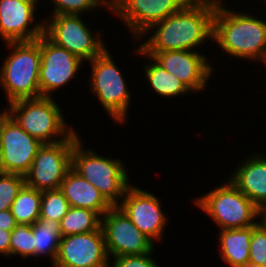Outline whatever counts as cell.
Instances as JSON below:
<instances>
[{"mask_svg": "<svg viewBox=\"0 0 266 267\" xmlns=\"http://www.w3.org/2000/svg\"><path fill=\"white\" fill-rule=\"evenodd\" d=\"M215 10L216 0H191L178 12L153 24L137 40L142 42L147 33L150 35L139 47L144 52L198 51L196 48L207 44L208 40L213 42Z\"/></svg>", "mask_w": 266, "mask_h": 267, "instance_id": "cell-1", "label": "cell"}, {"mask_svg": "<svg viewBox=\"0 0 266 267\" xmlns=\"http://www.w3.org/2000/svg\"><path fill=\"white\" fill-rule=\"evenodd\" d=\"M222 2L216 0L213 42L235 59L262 61L266 53V20L249 12L230 10Z\"/></svg>", "mask_w": 266, "mask_h": 267, "instance_id": "cell-2", "label": "cell"}, {"mask_svg": "<svg viewBox=\"0 0 266 267\" xmlns=\"http://www.w3.org/2000/svg\"><path fill=\"white\" fill-rule=\"evenodd\" d=\"M9 55L0 68V86L7 103L40 97V37L31 41L7 42Z\"/></svg>", "mask_w": 266, "mask_h": 267, "instance_id": "cell-3", "label": "cell"}, {"mask_svg": "<svg viewBox=\"0 0 266 267\" xmlns=\"http://www.w3.org/2000/svg\"><path fill=\"white\" fill-rule=\"evenodd\" d=\"M9 115L43 144L68 139L76 130L67 124L61 107L52 97L20 99L7 104ZM56 137V138H55Z\"/></svg>", "mask_w": 266, "mask_h": 267, "instance_id": "cell-4", "label": "cell"}, {"mask_svg": "<svg viewBox=\"0 0 266 267\" xmlns=\"http://www.w3.org/2000/svg\"><path fill=\"white\" fill-rule=\"evenodd\" d=\"M82 144L79 138L73 146L72 169L94 185L112 207L118 206L131 185L125 164L120 158L86 150Z\"/></svg>", "mask_w": 266, "mask_h": 267, "instance_id": "cell-5", "label": "cell"}, {"mask_svg": "<svg viewBox=\"0 0 266 267\" xmlns=\"http://www.w3.org/2000/svg\"><path fill=\"white\" fill-rule=\"evenodd\" d=\"M90 63V79L87 81L91 93L100 101L104 111L109 114L116 124L126 123L128 119L131 92L127 88L123 72L117 67L110 49L106 48Z\"/></svg>", "mask_w": 266, "mask_h": 267, "instance_id": "cell-6", "label": "cell"}, {"mask_svg": "<svg viewBox=\"0 0 266 267\" xmlns=\"http://www.w3.org/2000/svg\"><path fill=\"white\" fill-rule=\"evenodd\" d=\"M226 181L193 199L195 205L218 225L219 230L256 225L258 207L229 179Z\"/></svg>", "mask_w": 266, "mask_h": 267, "instance_id": "cell-7", "label": "cell"}, {"mask_svg": "<svg viewBox=\"0 0 266 267\" xmlns=\"http://www.w3.org/2000/svg\"><path fill=\"white\" fill-rule=\"evenodd\" d=\"M81 15L61 14L44 20V35L55 45L65 48L83 62L91 61L107 47L97 31L93 33Z\"/></svg>", "mask_w": 266, "mask_h": 267, "instance_id": "cell-8", "label": "cell"}, {"mask_svg": "<svg viewBox=\"0 0 266 267\" xmlns=\"http://www.w3.org/2000/svg\"><path fill=\"white\" fill-rule=\"evenodd\" d=\"M79 137L76 130L66 140L43 144L25 175L26 185L41 192L59 189L72 168V150Z\"/></svg>", "mask_w": 266, "mask_h": 267, "instance_id": "cell-9", "label": "cell"}, {"mask_svg": "<svg viewBox=\"0 0 266 267\" xmlns=\"http://www.w3.org/2000/svg\"><path fill=\"white\" fill-rule=\"evenodd\" d=\"M101 228L109 258L143 255L155 250V243L118 206L111 207L101 217Z\"/></svg>", "mask_w": 266, "mask_h": 267, "instance_id": "cell-10", "label": "cell"}, {"mask_svg": "<svg viewBox=\"0 0 266 267\" xmlns=\"http://www.w3.org/2000/svg\"><path fill=\"white\" fill-rule=\"evenodd\" d=\"M191 0H110V13L120 18L134 43L153 24L181 10Z\"/></svg>", "mask_w": 266, "mask_h": 267, "instance_id": "cell-11", "label": "cell"}, {"mask_svg": "<svg viewBox=\"0 0 266 267\" xmlns=\"http://www.w3.org/2000/svg\"><path fill=\"white\" fill-rule=\"evenodd\" d=\"M42 145L8 115L0 127V171L25 176Z\"/></svg>", "mask_w": 266, "mask_h": 267, "instance_id": "cell-12", "label": "cell"}, {"mask_svg": "<svg viewBox=\"0 0 266 267\" xmlns=\"http://www.w3.org/2000/svg\"><path fill=\"white\" fill-rule=\"evenodd\" d=\"M41 63L39 71L40 97H53L52 93L64 87L77 76L83 61L65 48L40 36Z\"/></svg>", "mask_w": 266, "mask_h": 267, "instance_id": "cell-13", "label": "cell"}, {"mask_svg": "<svg viewBox=\"0 0 266 267\" xmlns=\"http://www.w3.org/2000/svg\"><path fill=\"white\" fill-rule=\"evenodd\" d=\"M160 201L154 193L130 185L118 207L143 234L159 243L169 222Z\"/></svg>", "mask_w": 266, "mask_h": 267, "instance_id": "cell-14", "label": "cell"}, {"mask_svg": "<svg viewBox=\"0 0 266 267\" xmlns=\"http://www.w3.org/2000/svg\"><path fill=\"white\" fill-rule=\"evenodd\" d=\"M105 237L97 231L61 237L54 267H108Z\"/></svg>", "mask_w": 266, "mask_h": 267, "instance_id": "cell-15", "label": "cell"}, {"mask_svg": "<svg viewBox=\"0 0 266 267\" xmlns=\"http://www.w3.org/2000/svg\"><path fill=\"white\" fill-rule=\"evenodd\" d=\"M151 55L169 73L176 76L193 93H202L208 87L214 69L207 55L190 50L145 52ZM213 72V73H212Z\"/></svg>", "mask_w": 266, "mask_h": 267, "instance_id": "cell-16", "label": "cell"}, {"mask_svg": "<svg viewBox=\"0 0 266 267\" xmlns=\"http://www.w3.org/2000/svg\"><path fill=\"white\" fill-rule=\"evenodd\" d=\"M39 1L0 0V39L3 42L31 41L44 34V21H35Z\"/></svg>", "mask_w": 266, "mask_h": 267, "instance_id": "cell-17", "label": "cell"}, {"mask_svg": "<svg viewBox=\"0 0 266 267\" xmlns=\"http://www.w3.org/2000/svg\"><path fill=\"white\" fill-rule=\"evenodd\" d=\"M228 179L258 208L266 203V155L252 153Z\"/></svg>", "mask_w": 266, "mask_h": 267, "instance_id": "cell-18", "label": "cell"}, {"mask_svg": "<svg viewBox=\"0 0 266 267\" xmlns=\"http://www.w3.org/2000/svg\"><path fill=\"white\" fill-rule=\"evenodd\" d=\"M59 189L71 207L91 209L101 217L112 207L94 185L72 168L61 182Z\"/></svg>", "mask_w": 266, "mask_h": 267, "instance_id": "cell-19", "label": "cell"}, {"mask_svg": "<svg viewBox=\"0 0 266 267\" xmlns=\"http://www.w3.org/2000/svg\"><path fill=\"white\" fill-rule=\"evenodd\" d=\"M253 225L246 228L220 230L219 252L221 261L230 267H238L249 262V246Z\"/></svg>", "mask_w": 266, "mask_h": 267, "instance_id": "cell-20", "label": "cell"}, {"mask_svg": "<svg viewBox=\"0 0 266 267\" xmlns=\"http://www.w3.org/2000/svg\"><path fill=\"white\" fill-rule=\"evenodd\" d=\"M134 51L137 55L145 56L150 61L143 65L145 67L144 76L154 93L163 98H173L180 95H187L191 92L183 82L165 70L159 62L151 55L145 53L140 47H135Z\"/></svg>", "mask_w": 266, "mask_h": 267, "instance_id": "cell-21", "label": "cell"}, {"mask_svg": "<svg viewBox=\"0 0 266 267\" xmlns=\"http://www.w3.org/2000/svg\"><path fill=\"white\" fill-rule=\"evenodd\" d=\"M35 258L43 255L49 256L53 265L57 258L61 240L60 222L52 221L46 217H39L33 224Z\"/></svg>", "mask_w": 266, "mask_h": 267, "instance_id": "cell-22", "label": "cell"}, {"mask_svg": "<svg viewBox=\"0 0 266 267\" xmlns=\"http://www.w3.org/2000/svg\"><path fill=\"white\" fill-rule=\"evenodd\" d=\"M101 227V216L87 208L69 207L60 221L61 237L97 231Z\"/></svg>", "mask_w": 266, "mask_h": 267, "instance_id": "cell-23", "label": "cell"}, {"mask_svg": "<svg viewBox=\"0 0 266 267\" xmlns=\"http://www.w3.org/2000/svg\"><path fill=\"white\" fill-rule=\"evenodd\" d=\"M10 210L18 224L33 225L40 217L41 191L25 184L13 201Z\"/></svg>", "mask_w": 266, "mask_h": 267, "instance_id": "cell-24", "label": "cell"}, {"mask_svg": "<svg viewBox=\"0 0 266 267\" xmlns=\"http://www.w3.org/2000/svg\"><path fill=\"white\" fill-rule=\"evenodd\" d=\"M19 255L22 259L35 258L33 225L17 224L11 231L9 257Z\"/></svg>", "mask_w": 266, "mask_h": 267, "instance_id": "cell-25", "label": "cell"}, {"mask_svg": "<svg viewBox=\"0 0 266 267\" xmlns=\"http://www.w3.org/2000/svg\"><path fill=\"white\" fill-rule=\"evenodd\" d=\"M69 203L60 189L41 192L40 217L60 222L69 209Z\"/></svg>", "mask_w": 266, "mask_h": 267, "instance_id": "cell-26", "label": "cell"}, {"mask_svg": "<svg viewBox=\"0 0 266 267\" xmlns=\"http://www.w3.org/2000/svg\"><path fill=\"white\" fill-rule=\"evenodd\" d=\"M53 4L50 16L61 14L85 15V12H94L100 6L110 11V0H49ZM83 13V14H82Z\"/></svg>", "mask_w": 266, "mask_h": 267, "instance_id": "cell-27", "label": "cell"}, {"mask_svg": "<svg viewBox=\"0 0 266 267\" xmlns=\"http://www.w3.org/2000/svg\"><path fill=\"white\" fill-rule=\"evenodd\" d=\"M25 184V176L0 171V211L11 209L13 201Z\"/></svg>", "mask_w": 266, "mask_h": 267, "instance_id": "cell-28", "label": "cell"}, {"mask_svg": "<svg viewBox=\"0 0 266 267\" xmlns=\"http://www.w3.org/2000/svg\"><path fill=\"white\" fill-rule=\"evenodd\" d=\"M249 252L250 263L266 266V228L259 223L253 225Z\"/></svg>", "mask_w": 266, "mask_h": 267, "instance_id": "cell-29", "label": "cell"}, {"mask_svg": "<svg viewBox=\"0 0 266 267\" xmlns=\"http://www.w3.org/2000/svg\"><path fill=\"white\" fill-rule=\"evenodd\" d=\"M153 252L154 250L143 255L114 257L113 264L109 263L108 267H160L152 257Z\"/></svg>", "mask_w": 266, "mask_h": 267, "instance_id": "cell-30", "label": "cell"}, {"mask_svg": "<svg viewBox=\"0 0 266 267\" xmlns=\"http://www.w3.org/2000/svg\"><path fill=\"white\" fill-rule=\"evenodd\" d=\"M17 222L10 209L0 211V229L6 231H12L16 226Z\"/></svg>", "mask_w": 266, "mask_h": 267, "instance_id": "cell-31", "label": "cell"}, {"mask_svg": "<svg viewBox=\"0 0 266 267\" xmlns=\"http://www.w3.org/2000/svg\"><path fill=\"white\" fill-rule=\"evenodd\" d=\"M11 231L0 229V254L9 258Z\"/></svg>", "mask_w": 266, "mask_h": 267, "instance_id": "cell-32", "label": "cell"}, {"mask_svg": "<svg viewBox=\"0 0 266 267\" xmlns=\"http://www.w3.org/2000/svg\"><path fill=\"white\" fill-rule=\"evenodd\" d=\"M262 218V219H261ZM258 219H260V221L258 220V223L266 228V203L262 204L259 208H258Z\"/></svg>", "mask_w": 266, "mask_h": 267, "instance_id": "cell-33", "label": "cell"}, {"mask_svg": "<svg viewBox=\"0 0 266 267\" xmlns=\"http://www.w3.org/2000/svg\"><path fill=\"white\" fill-rule=\"evenodd\" d=\"M2 111L3 112L0 113V127L4 119L9 115L8 108L5 107Z\"/></svg>", "mask_w": 266, "mask_h": 267, "instance_id": "cell-34", "label": "cell"}, {"mask_svg": "<svg viewBox=\"0 0 266 267\" xmlns=\"http://www.w3.org/2000/svg\"><path fill=\"white\" fill-rule=\"evenodd\" d=\"M238 267H266V266H261L259 264H253V263L247 262L243 265H239Z\"/></svg>", "mask_w": 266, "mask_h": 267, "instance_id": "cell-35", "label": "cell"}, {"mask_svg": "<svg viewBox=\"0 0 266 267\" xmlns=\"http://www.w3.org/2000/svg\"><path fill=\"white\" fill-rule=\"evenodd\" d=\"M260 63H262L266 68V53H265V56L263 57V59Z\"/></svg>", "mask_w": 266, "mask_h": 267, "instance_id": "cell-36", "label": "cell"}]
</instances>
